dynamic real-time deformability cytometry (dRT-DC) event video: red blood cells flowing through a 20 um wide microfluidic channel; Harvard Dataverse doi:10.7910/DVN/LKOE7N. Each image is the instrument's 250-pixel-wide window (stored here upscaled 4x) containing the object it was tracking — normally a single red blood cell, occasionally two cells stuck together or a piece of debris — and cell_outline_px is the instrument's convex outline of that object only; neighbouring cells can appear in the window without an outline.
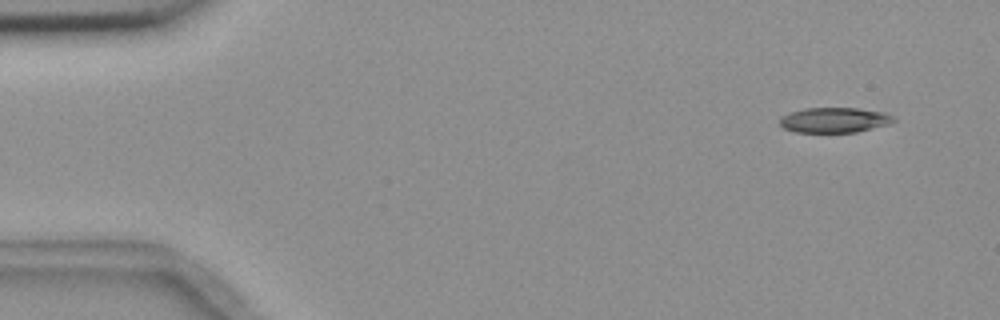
{"species": "common noctule bat (a hibernating species)", "species_latin": "Nyctalus noctula", "temperature_condition": "room temperature", "stored_images_in_passage": 4, "camera_frame_rate_fps": 3000, "um_per_image_px": 0.085, "animal": {"sex": "female", "body_mass_g": 18.4}, "frame": {"image": 1, "passage_image": 1, "time_ms": 0.0, "image_size_px": [1000, 320], "cell_outline_px": [[896, 120], [888, 124], [856, 132], [796, 132], [784, 128], [780, 124], [780, 116], [804, 108], [856, 108], [884, 112], [896, 116]], "centroid_in_image_um": [70.94, 10.2], "position_along_channel_um": 14.1, "area_um2": 16.65}}